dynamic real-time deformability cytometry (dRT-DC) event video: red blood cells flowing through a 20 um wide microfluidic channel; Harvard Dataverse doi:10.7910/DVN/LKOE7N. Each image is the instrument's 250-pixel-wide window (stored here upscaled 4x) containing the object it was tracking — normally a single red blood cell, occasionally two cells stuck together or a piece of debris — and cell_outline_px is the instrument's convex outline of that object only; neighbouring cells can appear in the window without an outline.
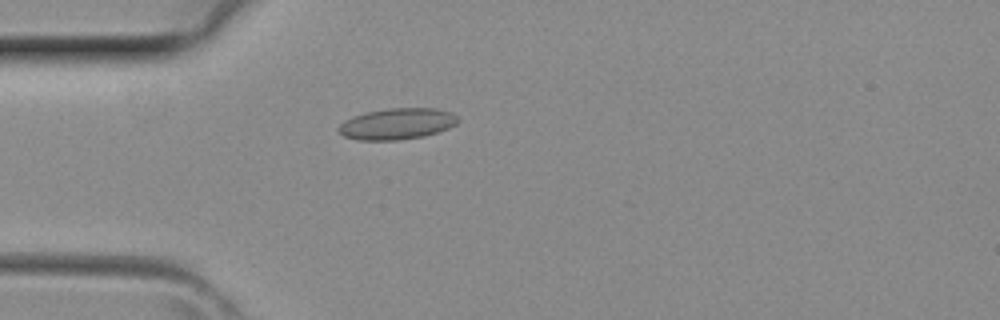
{"species": "common noctule bat (a hibernating species)", "species_latin": "Nyctalus noctula", "temperature_condition": "room temperature", "stored_images_in_passage": 2, "camera_frame_rate_fps": 3000, "um_per_image_px": 0.085, "animal": {"sex": "female", "body_mass_g": 29.2, "forearm_length_mm": 56.3}, "frame": {"image": 1, "passage_image": 2, "time_ms": 0.333, "image_size_px": [1000, 320], "cell_outline_px": [[460, 120], [456, 124], [448, 128], [424, 136], [396, 140], [356, 140], [344, 136], [336, 128], [344, 120], [352, 116], [368, 112], [388, 108], [436, 108], [452, 112]], "centroid_in_image_um": [33.74, 10.52], "position_along_channel_um": 51.3, "area_um2": 21.73}}